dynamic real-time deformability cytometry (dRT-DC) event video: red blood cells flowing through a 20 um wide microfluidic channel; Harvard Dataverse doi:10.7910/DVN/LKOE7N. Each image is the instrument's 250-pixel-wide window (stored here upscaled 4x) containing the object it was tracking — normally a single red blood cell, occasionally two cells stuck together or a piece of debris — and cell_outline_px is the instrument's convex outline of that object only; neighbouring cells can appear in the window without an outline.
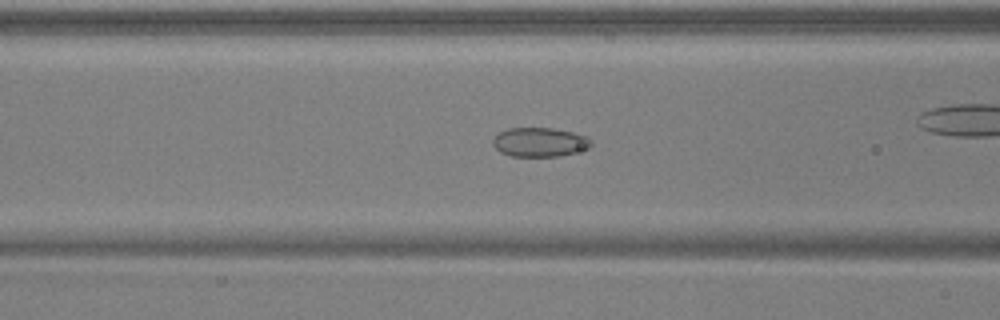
{"species": "common noctule bat (a hibernating species)", "species_latin": "Nyctalus noctula", "temperature_condition": "warm", "stored_images_in_passage": 45, "camera_frame_rate_fps": 3000, "um_per_image_px": 0.085, "animal": {"sex": "male", "body_mass_g": 17.9, "forearm_length_mm": 54.2}, "frame": {"image": 1, "passage_image": 14, "time_ms": 4.333, "image_size_px": [1000, 320], "cell_outline_px": [[592, 144], [588, 148], [560, 156], [512, 156], [500, 152], [492, 144], [492, 140], [500, 132], [508, 128], [552, 128], [572, 132], [584, 136], [592, 140]], "centroid_in_image_um": [45.85, 12.08], "position_along_channel_um": 120.7, "area_um2": 16.53}}
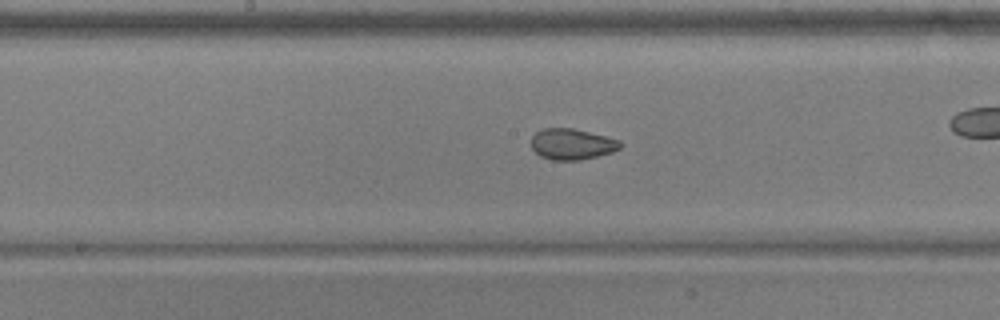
{"frame": {"image": 2, "passage_image": 20, "time_ms": 6.333, "image_size_px": [1000, 320], "cell_outline_px": [[620, 148], [612, 152], [580, 160], [552, 160], [540, 156], [532, 148], [532, 136], [540, 128], [572, 128], [620, 140]], "centroid_in_image_um": [48.58, 12.25], "position_along_channel_um": 199.6, "area_um2": 15.9}, "authors_computed_cell_mechanics": {"area_um2": 18.0914, "velocity_mm_per_s": 3.9412, "shape_relaxation_time_tau1_ms": null, "shape_relaxation_time_tau2_ms": 1.2815, "deformation_change_tau1": null, "deformation_change_tau2": 0.0575}}